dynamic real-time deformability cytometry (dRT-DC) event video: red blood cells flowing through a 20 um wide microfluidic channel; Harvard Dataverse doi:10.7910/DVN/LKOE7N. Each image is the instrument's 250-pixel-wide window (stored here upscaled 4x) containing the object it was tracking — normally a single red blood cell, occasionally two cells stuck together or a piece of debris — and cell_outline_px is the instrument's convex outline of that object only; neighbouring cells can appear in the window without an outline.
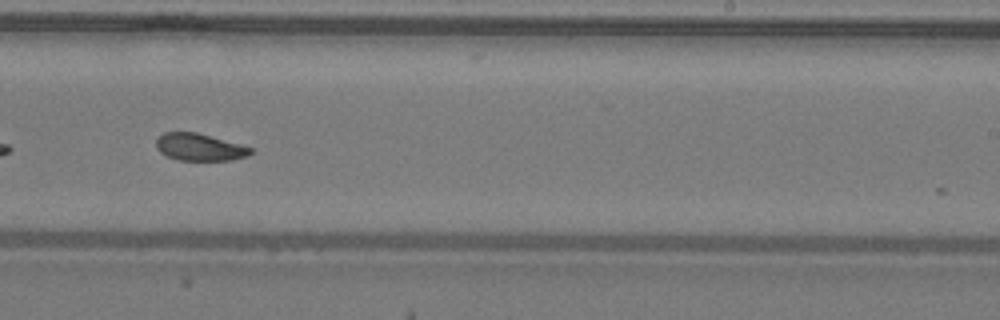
{"species": "common noctule bat (a hibernating species)", "species_latin": "Nyctalus noctula", "temperature_condition": "warm", "stored_images_in_passage": 46, "camera_frame_rate_fps": 3000, "um_per_image_px": 0.085, "animal": {"sex": "male", "body_mass_g": 19.2, "forearm_length_mm": 51.8}, "frame": {"image": 1, "passage_image": 27, "time_ms": 8.667, "image_size_px": [1000, 320], "cell_outline_px": [[252, 152], [248, 156], [232, 160], [176, 160], [160, 152], [156, 148], [156, 140], [164, 132], [196, 132], [240, 144], [252, 148]], "centroid_in_image_um": [16.96, 12.51], "position_along_channel_um": 272.0, "area_um2": 14.91}}
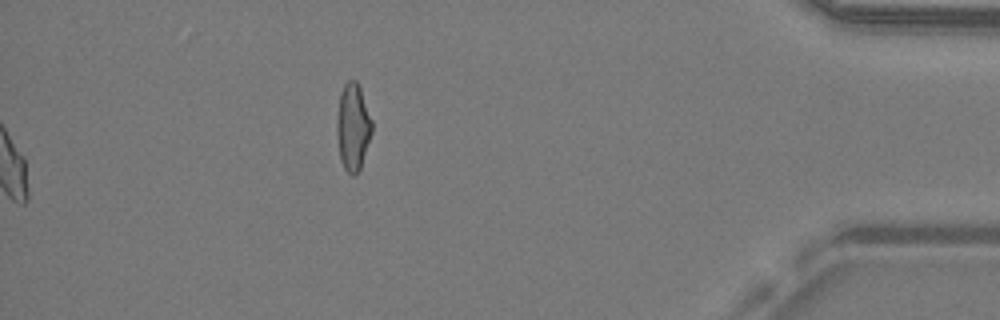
{"frame": {"image": 2, "passage_image": 46, "time_ms": 15.0, "image_size_px": [1000, 320], "cell_outline_px": [[372, 132], [360, 168], [356, 176], [352, 176], [344, 168], [340, 160], [336, 132], [336, 116], [340, 92], [344, 84], [348, 80], [356, 80], [360, 88], [372, 120]], "centroid_in_image_um": [29.98, 10.79], "position_along_channel_um": 405.2, "area_um2": 17.98}, "authors_computed_cell_mechanics": {"area_um2": 16.2418, "velocity_mm_per_s": 4.2835, "shape_relaxation_time_tau1_ms": 4.7201, "shape_relaxation_time_tau2_ms": 1.4623, "deformation_change_tau1": 0.1213, "deformation_change_tau2": 0.0489}}